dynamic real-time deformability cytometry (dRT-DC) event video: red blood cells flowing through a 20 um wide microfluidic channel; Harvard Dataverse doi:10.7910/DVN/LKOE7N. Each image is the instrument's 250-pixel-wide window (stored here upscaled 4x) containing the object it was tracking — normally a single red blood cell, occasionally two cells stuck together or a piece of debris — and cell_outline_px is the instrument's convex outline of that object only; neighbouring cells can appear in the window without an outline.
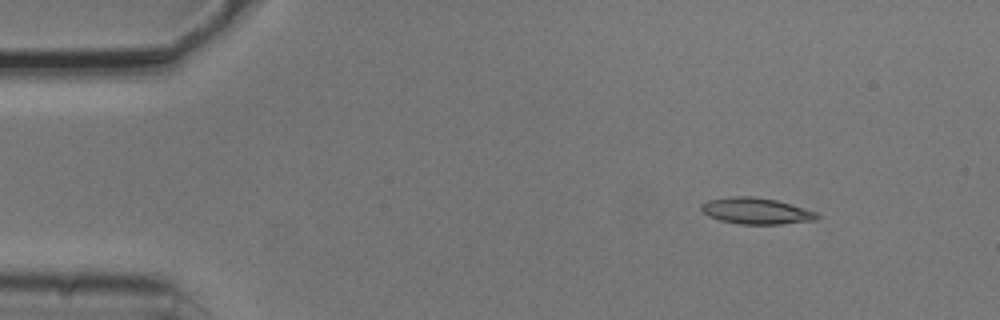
{"species": "common noctule bat (a hibernating species)", "species_latin": "Nyctalus noctula", "temperature_condition": "cold", "stored_images_in_passage": 8, "camera_frame_rate_fps": 3000, "um_per_image_px": 0.085, "animal": {"sex": "male", "body_mass_g": 20.5, "forearm_length_mm": 52.5}, "frame": {"image": 1, "passage_image": 1, "time_ms": 0.0, "image_size_px": [1000, 320], "cell_outline_px": [[820, 216], [816, 220], [780, 224], [740, 224], [720, 220], [708, 216], [700, 208], [708, 200], [732, 196], [752, 196], [776, 200], [804, 208], [816, 212]], "centroid_in_image_um": [64.29, 17.93], "position_along_channel_um": 20.7, "area_um2": 17.57}}
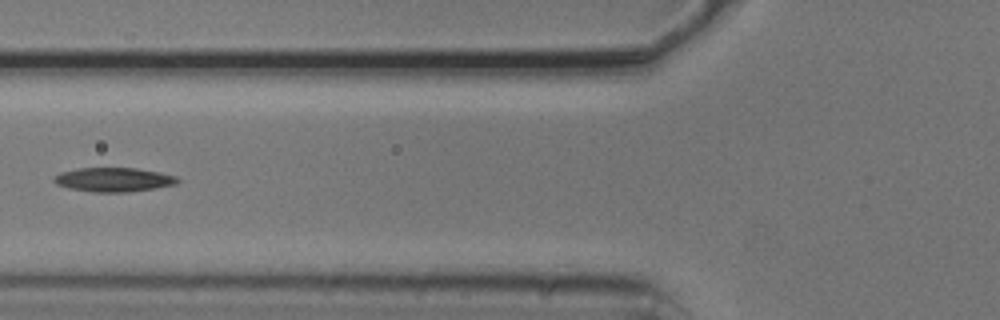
{"frame": {"image": 2, "passage_image": 4, "time_ms": 1.0, "image_size_px": [1000, 320], "cell_outline_px": [[180, 180], [176, 184], [156, 188], [128, 192], [92, 192], [68, 188], [56, 184], [52, 180], [52, 176], [60, 172], [80, 168], [136, 168], [160, 172], [176, 176]], "centroid_in_image_um": [9.64, 15.27], "position_along_channel_um": 116.2, "area_um2": 17.51}}
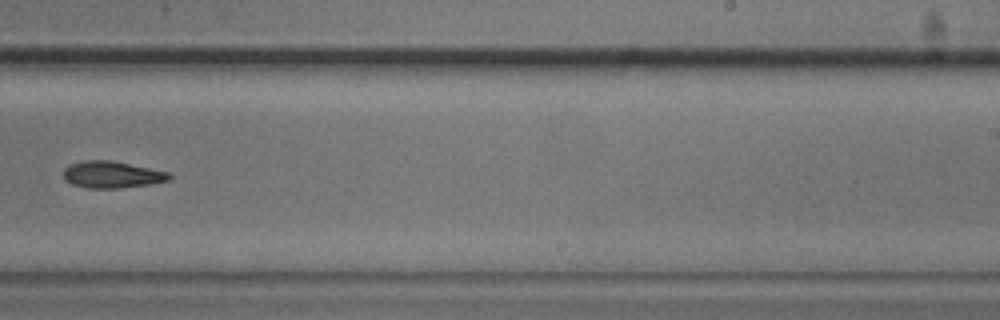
{"frame": {"image": 3, "passage_image": 8, "time_ms": 2.333, "image_size_px": [1000, 320], "cell_outline_px": [[172, 176], [168, 180], [152, 184], [120, 188], [84, 188], [72, 184], [64, 180], [64, 168], [68, 164], [84, 160], [108, 160], [168, 172]], "centroid_in_image_um": [9.46, 14.85], "position_along_channel_um": 279.5, "area_um2": 16.47}}